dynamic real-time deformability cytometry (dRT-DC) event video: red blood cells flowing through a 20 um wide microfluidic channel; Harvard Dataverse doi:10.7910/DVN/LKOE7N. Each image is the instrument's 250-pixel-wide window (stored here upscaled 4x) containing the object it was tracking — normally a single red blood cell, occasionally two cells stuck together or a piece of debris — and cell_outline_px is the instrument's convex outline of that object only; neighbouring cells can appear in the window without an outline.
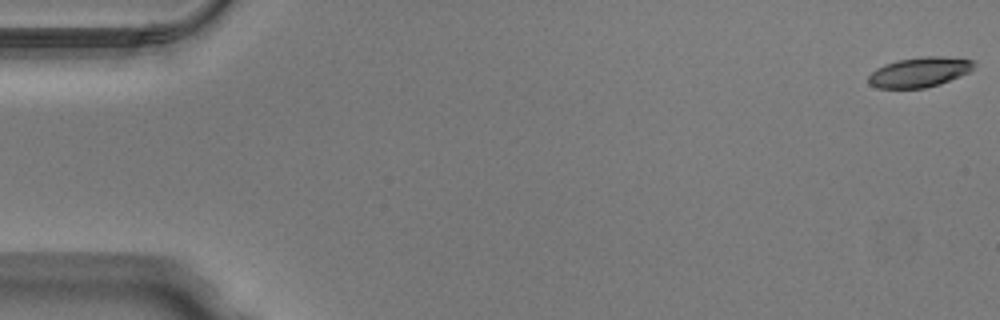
{"species": "Egyptian fruit bat (a non-hibernating species)", "species_latin": "Rousettus aegyptiacus", "temperature_condition": "warm", "stored_images_in_passage": 51, "camera_frame_rate_fps": 3000, "um_per_image_px": 0.085, "animal": {"sex": "male"}, "frame": {"image": 1, "passage_image": 1, "time_ms": 0.0, "image_size_px": [1000, 320], "cell_outline_px": [[976, 64], [968, 72], [960, 76], [940, 84], [924, 88], [876, 88], [868, 84], [868, 76], [876, 68], [884, 64], [896, 60], [920, 56], [944, 56], [976, 60]], "centroid_in_image_um": [78.15, 6.12], "position_along_channel_um": 6.9, "area_um2": 18.67}}
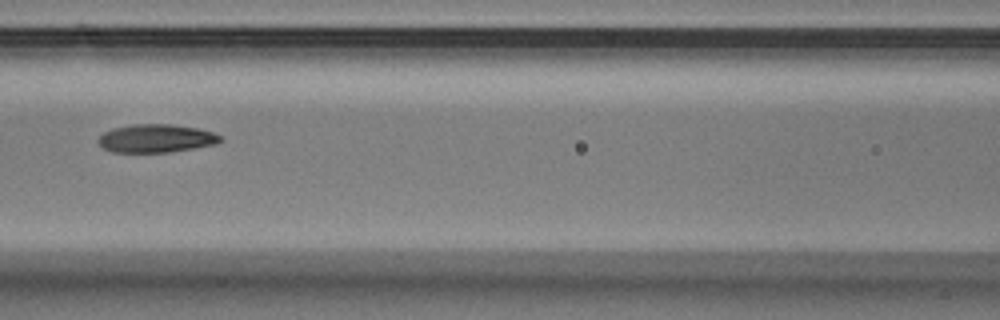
{"frame": {"image": 2, "passage_image": 23, "time_ms": 7.333, "image_size_px": [1000, 320], "cell_outline_px": [[224, 140], [216, 144], [172, 152], [112, 152], [104, 148], [96, 140], [104, 132], [112, 128], [132, 124], [172, 124], [196, 128], [212, 132], [220, 136]], "centroid_in_image_um": [13.26, 11.76], "position_along_channel_um": 153.3, "area_um2": 20.11}}
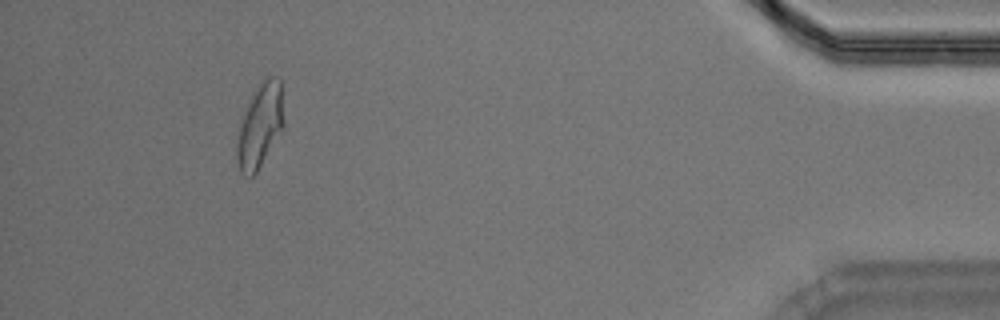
{"frame": {"image": 3, "passage_image": 47, "time_ms": 15.333, "image_size_px": [1000, 320], "cell_outline_px": [[284, 128], [256, 172], [252, 176], [244, 176], [240, 172], [236, 160], [236, 148], [240, 120], [252, 92], [264, 76], [272, 76], [280, 80], [284, 120]], "centroid_in_image_um": [22.08, 10.66], "position_along_channel_um": 413.1, "area_um2": 23.24}, "authors_computed_cell_mechanics": {"area_um2": 20.4612, "velocity_mm_per_s": 4.0164, "shape_relaxation_time_tau1_ms": 3.2251, "shape_relaxation_time_tau2_ms": 1.5497, "deformation_change_tau1": 0.1697, "deformation_change_tau2": 0.0862}}